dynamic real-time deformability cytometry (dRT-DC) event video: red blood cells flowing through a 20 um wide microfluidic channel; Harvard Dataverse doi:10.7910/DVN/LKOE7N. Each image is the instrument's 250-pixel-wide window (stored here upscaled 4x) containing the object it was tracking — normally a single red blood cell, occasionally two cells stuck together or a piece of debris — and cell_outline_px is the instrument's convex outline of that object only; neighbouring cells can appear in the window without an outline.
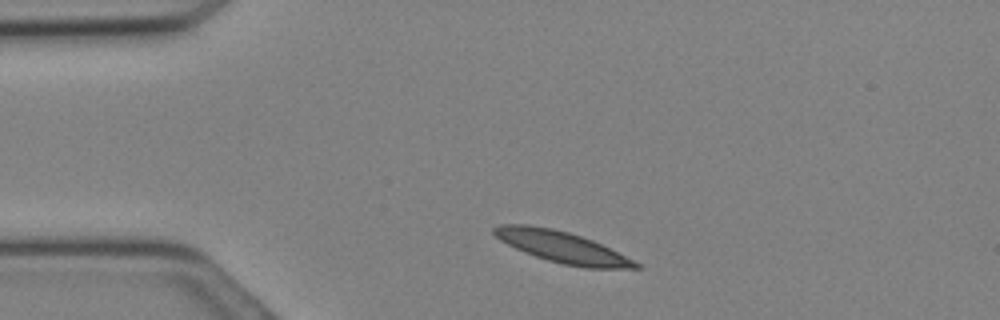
{"species": "Egyptian fruit bat (a non-hibernating species)", "species_latin": "Rousettus aegyptiacus", "temperature_condition": "cold", "stored_images_in_passage": 19, "camera_frame_rate_fps": 3000, "um_per_image_px": 0.085, "animal": {"sex": "female"}, "frame": {"image": 1, "passage_image": 3, "time_ms": 0.667, "image_size_px": [1000, 320], "cell_outline_px": [[644, 268], [584, 268], [564, 264], [548, 260], [524, 252], [500, 240], [492, 232], [492, 228], [500, 224], [528, 224], [552, 228], [568, 232], [592, 240], [640, 264]], "centroid_in_image_um": [47.72, 20.98], "position_along_channel_um": 37.3, "area_um2": 25.43}}
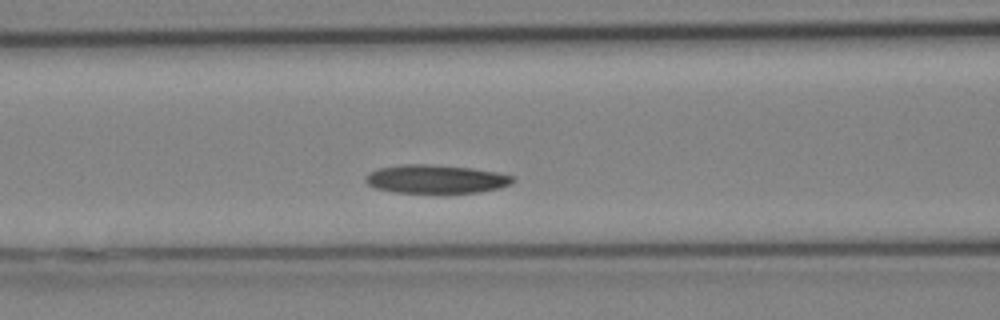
{"frame": {"image": 2, "passage_image": 9, "time_ms": 2.667, "image_size_px": [1000, 320], "cell_outline_px": [[516, 176], [512, 184], [500, 188], [480, 192], [392, 192], [376, 188], [368, 184], [364, 180], [364, 176], [368, 172], [380, 168], [400, 164], [432, 164], [472, 168], [496, 172]], "centroid_in_image_um": [37.05, 15.21], "position_along_channel_um": 129.5, "area_um2": 24.57}}
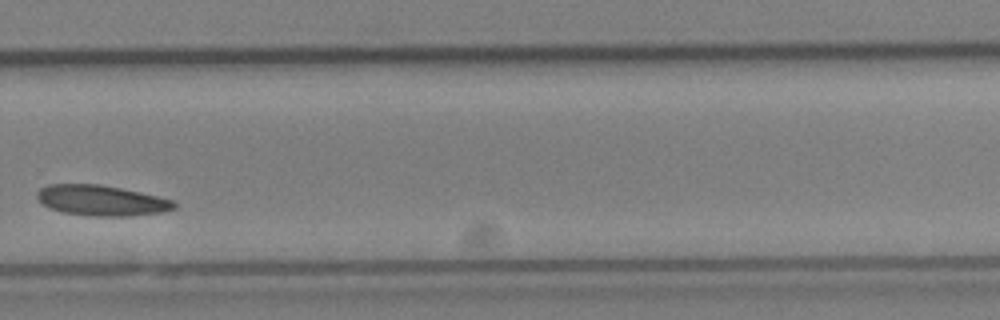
{"frame": {"image": 3, "passage_image": 18, "time_ms": 5.667, "image_size_px": [1000, 320], "cell_outline_px": [[176, 208], [164, 212], [132, 216], [96, 216], [64, 212], [48, 208], [36, 196], [36, 192], [40, 188], [48, 184], [100, 184], [140, 192], [172, 200], [176, 204]], "centroid_in_image_um": [8.62, 17.04], "position_along_channel_um": 321.2, "area_um2": 24.28}}